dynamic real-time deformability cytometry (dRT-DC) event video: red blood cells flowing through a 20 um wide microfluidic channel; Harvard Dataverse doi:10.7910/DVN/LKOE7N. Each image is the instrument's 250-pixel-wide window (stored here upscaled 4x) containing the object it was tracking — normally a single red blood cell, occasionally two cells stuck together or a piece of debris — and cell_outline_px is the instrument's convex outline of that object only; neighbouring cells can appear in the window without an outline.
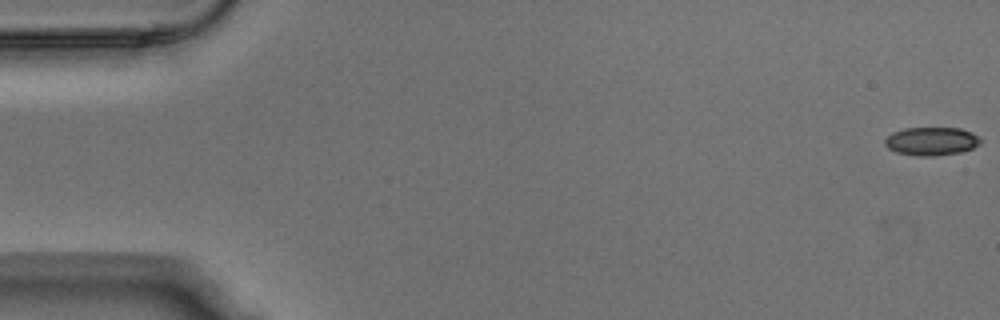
{"species": "Egyptian fruit bat (a non-hibernating species)", "species_latin": "Rousettus aegyptiacus", "temperature_condition": "warm", "stored_images_in_passage": 5, "camera_frame_rate_fps": 3000, "um_per_image_px": 0.085, "animal": {"sex": "male"}, "frame": {"image": 1, "passage_image": 1, "time_ms": 0.0, "image_size_px": [1000, 320], "cell_outline_px": [[980, 144], [972, 148], [960, 152], [936, 156], [916, 156], [896, 152], [888, 148], [884, 144], [884, 140], [892, 132], [904, 128], [960, 128], [972, 132], [980, 140]], "centroid_in_image_um": [79.14, 12.01], "position_along_channel_um": 5.9, "area_um2": 15.78}}